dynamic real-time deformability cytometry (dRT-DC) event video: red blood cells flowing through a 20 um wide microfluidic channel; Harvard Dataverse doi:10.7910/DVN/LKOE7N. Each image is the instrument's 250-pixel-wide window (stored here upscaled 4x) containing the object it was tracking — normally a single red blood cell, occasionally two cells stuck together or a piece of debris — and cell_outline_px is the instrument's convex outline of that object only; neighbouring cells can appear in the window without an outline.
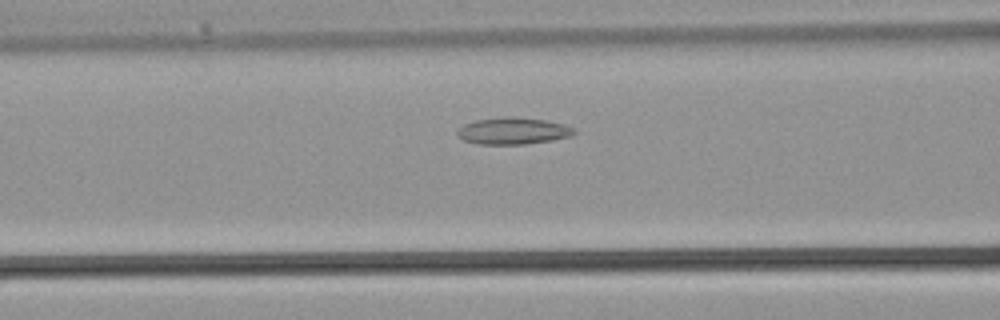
{"species": "common noctule bat (a hibernating species)", "species_latin": "Nyctalus noctula", "temperature_condition": "warm", "stored_images_in_passage": 25, "camera_frame_rate_fps": 3000, "um_per_image_px": 0.085, "animal": {"sex": "male", "body_mass_g": 21.5, "forearm_length_mm": 52.0}, "frame": {"image": 1, "passage_image": 4, "time_ms": 1.0, "image_size_px": [1000, 320], "cell_outline_px": [[576, 132], [572, 136], [552, 140], [524, 144], [476, 144], [464, 140], [456, 132], [464, 124], [476, 120], [504, 116], [512, 116], [544, 120], [564, 124], [576, 128]], "centroid_in_image_um": [43.64, 11.12], "position_along_channel_um": 123.0, "area_um2": 18.26}}
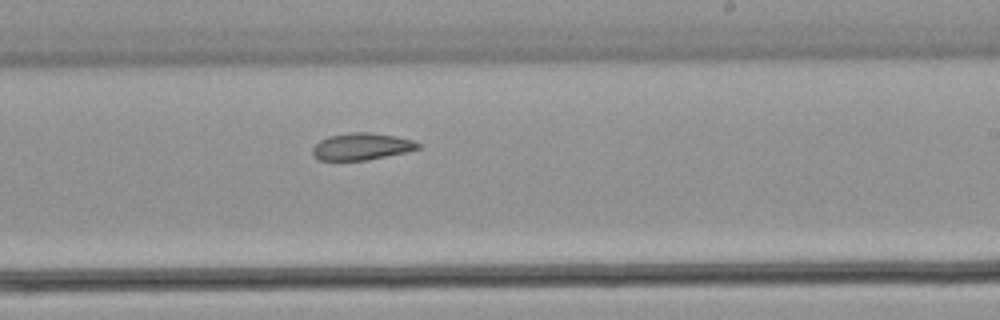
{"frame": {"image": 2, "passage_image": 11, "time_ms": 3.333, "image_size_px": [1000, 320], "cell_outline_px": [[420, 148], [404, 152], [368, 160], [320, 160], [312, 152], [312, 148], [320, 140], [328, 136], [348, 132], [372, 132], [412, 140], [420, 144]], "centroid_in_image_um": [30.71, 12.44], "position_along_channel_um": 258.3, "area_um2": 16.36}}
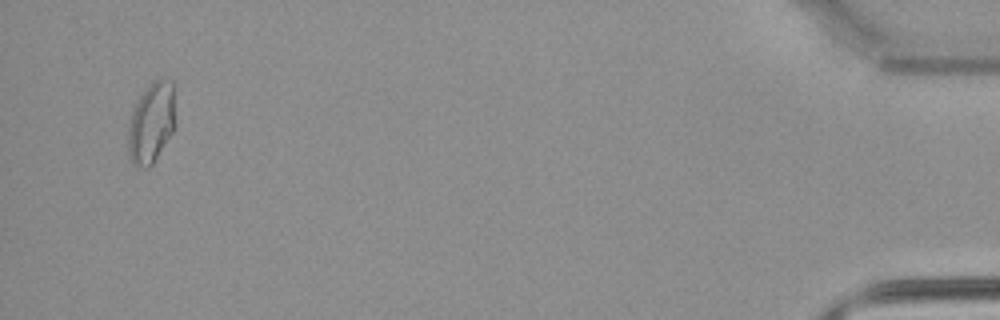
{"frame": {"image": 3, "passage_image": 24, "time_ms": 7.667, "image_size_px": [1000, 320], "cell_outline_px": [[176, 124], [172, 132], [152, 164], [148, 168], [144, 168], [132, 164], [128, 152], [128, 128], [132, 112], [140, 96], [148, 84], [152, 80], [160, 76], [172, 80]], "centroid_in_image_um": [12.88, 10.39], "position_along_channel_um": 422.3, "area_um2": 22.43}}